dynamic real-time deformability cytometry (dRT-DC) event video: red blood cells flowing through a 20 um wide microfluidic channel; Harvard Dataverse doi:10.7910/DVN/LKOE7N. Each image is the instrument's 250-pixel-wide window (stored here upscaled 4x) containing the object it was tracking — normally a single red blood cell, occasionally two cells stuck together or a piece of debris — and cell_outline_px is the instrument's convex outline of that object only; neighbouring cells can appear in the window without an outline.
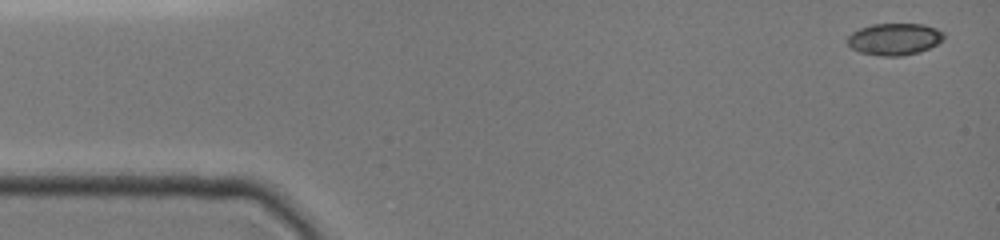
{"species": "common noctule bat (a hibernating species)", "species_latin": "Nyctalus noctula", "temperature_condition": "cold", "stored_images_in_passage": 9, "camera_frame_rate_fps": 3000, "um_per_image_px": 0.085, "animal": {"sex": "female", "body_mass_g": 19.0, "forearm_length_mm": 51.5}, "frame": {"image": 1, "passage_image": 1, "time_ms": 0.0, "image_size_px": [1000, 240], "cell_outline_px": [[944, 40], [928, 48], [916, 52], [900, 56], [884, 56], [860, 52], [852, 48], [848, 44], [848, 36], [852, 32], [860, 28], [872, 24], [924, 24], [936, 28], [944, 32]], "centroid_in_image_um": [76.04, 3.31], "position_along_channel_um": 9.0, "area_um2": 17.74}}
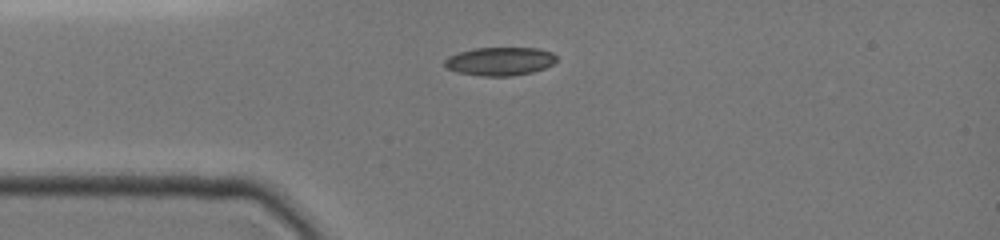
{"frame": {"image": 2, "passage_image": 8, "time_ms": 2.333, "image_size_px": [1000, 240], "cell_outline_px": [[556, 60], [552, 64], [544, 68], [532, 72], [508, 76], [484, 76], [460, 72], [448, 68], [444, 64], [444, 60], [448, 56], [472, 48], [540, 48], [552, 52], [556, 56]], "centroid_in_image_um": [42.51, 5.2], "position_along_channel_um": 42.5, "area_um2": 18.32}}